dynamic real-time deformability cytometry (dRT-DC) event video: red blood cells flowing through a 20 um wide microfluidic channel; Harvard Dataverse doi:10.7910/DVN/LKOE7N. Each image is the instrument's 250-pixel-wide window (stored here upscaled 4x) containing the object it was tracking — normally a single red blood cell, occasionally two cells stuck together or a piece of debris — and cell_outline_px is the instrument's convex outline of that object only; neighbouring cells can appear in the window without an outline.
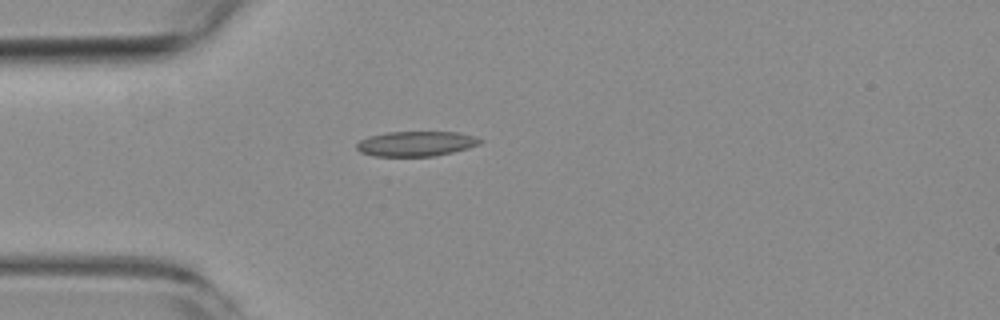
{"species": "common noctule bat (a hibernating species)", "species_latin": "Nyctalus noctula", "temperature_condition": "room temperature", "stored_images_in_passage": 2, "camera_frame_rate_fps": 3000, "um_per_image_px": 0.085, "animal": {"sex": "female", "body_mass_g": 19.3, "forearm_length_mm": 54.1}, "frame": {"image": 1, "passage_image": 1, "time_ms": 0.0, "image_size_px": [1000, 320], "cell_outline_px": [[484, 140], [480, 144], [468, 148], [452, 152], [432, 156], [376, 156], [360, 152], [356, 148], [356, 144], [360, 140], [368, 136], [388, 132], [460, 132], [476, 136]], "centroid_in_image_um": [35.39, 12.2], "position_along_channel_um": 49.6, "area_um2": 18.03}}